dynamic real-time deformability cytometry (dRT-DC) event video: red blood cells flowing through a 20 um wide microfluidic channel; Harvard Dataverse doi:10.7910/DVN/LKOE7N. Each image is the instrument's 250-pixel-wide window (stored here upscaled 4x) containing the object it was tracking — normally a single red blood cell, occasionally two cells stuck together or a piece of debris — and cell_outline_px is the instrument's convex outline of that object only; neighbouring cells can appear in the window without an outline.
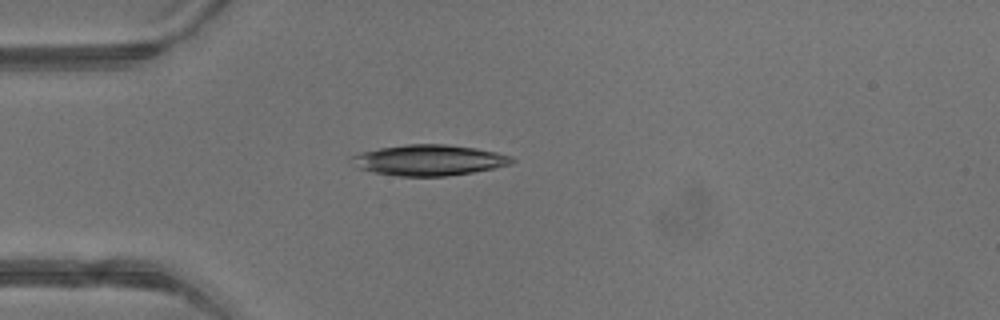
{"species": "common noctule bat (a hibernating species)", "species_latin": "Nyctalus noctula", "temperature_condition": "warm", "stored_images_in_passage": 3, "camera_frame_rate_fps": 3000, "um_per_image_px": 0.085, "animal": {"sex": "male", "body_mass_g": 13.3}, "frame": {"image": 1, "passage_image": 3, "time_ms": 0.667, "image_size_px": [1000, 320], "cell_outline_px": [[516, 160], [512, 164], [472, 172], [444, 176], [396, 176], [376, 172], [360, 168], [352, 156], [360, 152], [380, 148], [408, 144], [444, 144], [476, 148], [496, 152], [512, 156]], "centroid_in_image_um": [36.54, 13.6], "position_along_channel_um": 48.5, "area_um2": 28.26}}